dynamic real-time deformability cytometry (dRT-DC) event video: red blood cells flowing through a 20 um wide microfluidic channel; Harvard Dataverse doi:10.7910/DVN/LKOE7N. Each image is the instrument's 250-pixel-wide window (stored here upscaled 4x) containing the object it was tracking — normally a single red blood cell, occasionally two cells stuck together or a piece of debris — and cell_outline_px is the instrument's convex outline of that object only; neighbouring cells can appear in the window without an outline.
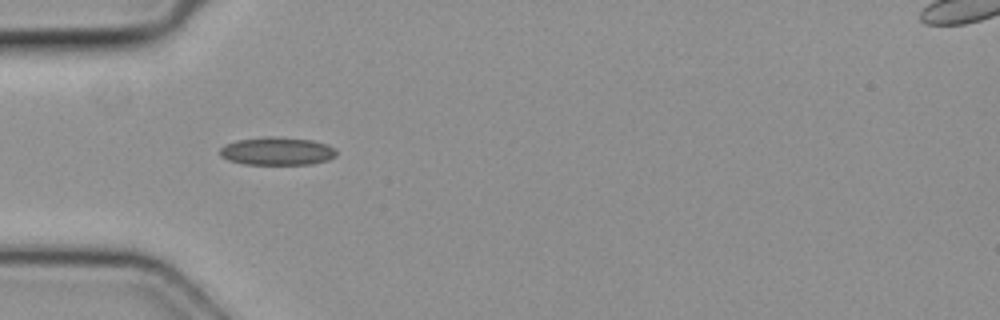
{"species": "common noctule bat (a hibernating species)", "species_latin": "Nyctalus noctula", "temperature_condition": "cold", "stored_images_in_passage": 3, "camera_frame_rate_fps": 3000, "um_per_image_px": 0.085, "animal": {"sex": "female", "body_mass_g": 19.3, "forearm_length_mm": 54.1}, "frame": {"image": 1, "passage_image": 2, "time_ms": 0.333, "image_size_px": [1000, 320], "cell_outline_px": [[336, 156], [328, 160], [312, 164], [244, 164], [228, 160], [220, 156], [220, 148], [224, 144], [236, 140], [264, 136], [276, 136], [312, 140], [328, 144], [336, 148]], "centroid_in_image_um": [23.55, 12.83], "position_along_channel_um": 61.4, "area_um2": 19.31}}
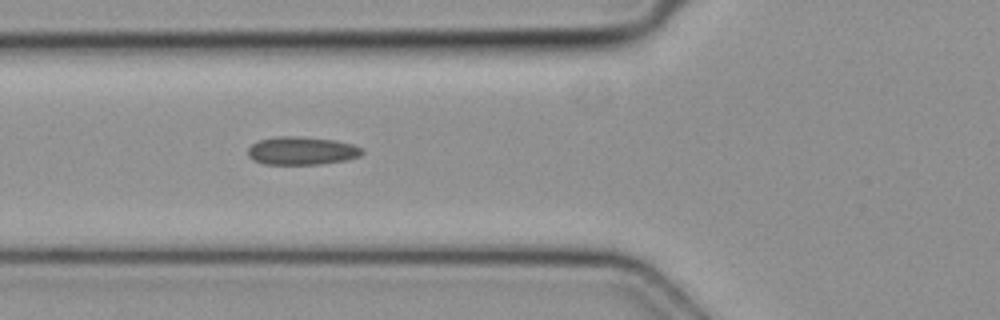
{"frame": {"image": 2, "passage_image": 3, "time_ms": 0.667, "image_size_px": [1000, 320], "cell_outline_px": [[364, 152], [360, 156], [348, 160], [320, 164], [264, 164], [252, 160], [248, 156], [248, 148], [252, 144], [260, 140], [276, 136], [296, 136], [336, 140], [352, 144], [360, 148]], "centroid_in_image_um": [25.64, 12.82], "position_along_channel_um": 100.2, "area_um2": 18.79}}